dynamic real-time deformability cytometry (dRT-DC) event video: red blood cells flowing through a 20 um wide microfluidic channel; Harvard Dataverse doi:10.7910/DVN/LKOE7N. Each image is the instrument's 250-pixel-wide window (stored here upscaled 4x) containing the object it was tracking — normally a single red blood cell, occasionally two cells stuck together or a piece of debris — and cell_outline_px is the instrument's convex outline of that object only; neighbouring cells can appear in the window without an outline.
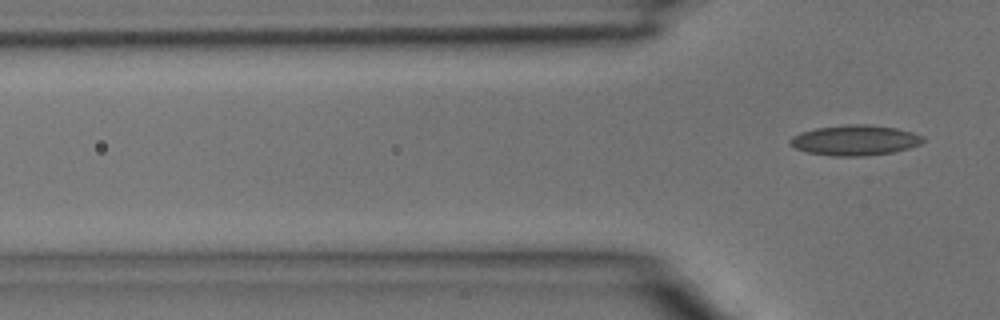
{"species": "common noctule bat (a hibernating species)", "species_latin": "Nyctalus noctula", "temperature_condition": "room temperature", "stored_images_in_passage": 4, "camera_frame_rate_fps": 3000, "um_per_image_px": 0.085, "animal": {"sex": "male", "body_mass_g": 15.6}, "frame": {"image": 1, "passage_image": 4, "time_ms": 1.0, "image_size_px": [1000, 320], "cell_outline_px": [[924, 140], [920, 144], [908, 148], [892, 152], [864, 156], [832, 156], [808, 152], [796, 148], [788, 140], [792, 136], [800, 132], [816, 128], [848, 124], [868, 124], [896, 128], [912, 132], [924, 136]], "centroid_in_image_um": [72.67, 11.91], "position_along_channel_um": 53.1, "area_um2": 23.41}}